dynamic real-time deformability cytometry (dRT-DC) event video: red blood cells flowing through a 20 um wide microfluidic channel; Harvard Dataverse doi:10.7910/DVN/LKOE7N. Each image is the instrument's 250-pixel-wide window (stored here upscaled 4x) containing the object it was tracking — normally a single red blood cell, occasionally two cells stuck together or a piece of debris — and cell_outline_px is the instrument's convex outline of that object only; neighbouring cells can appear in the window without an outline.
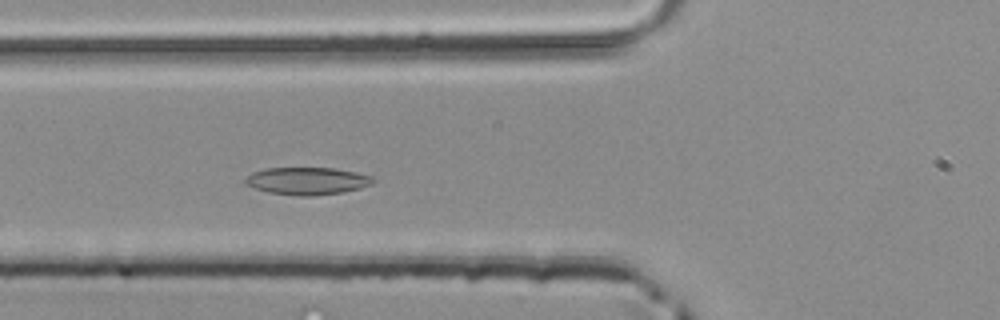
{"species": "common noctule bat (a hibernating species)", "species_latin": "Nyctalus noctula", "temperature_condition": "room temperature", "stored_images_in_passage": 44, "camera_frame_rate_fps": 3000, "um_per_image_px": 0.085, "animal": {"sex": "male", "body_mass_g": 20.4}, "frame": {"image": 1, "passage_image": 13, "time_ms": 4.0, "image_size_px": [1000, 320], "cell_outline_px": [[376, 180], [372, 184], [360, 188], [340, 192], [312, 196], [300, 196], [268, 192], [244, 184], [244, 180], [252, 172], [264, 168], [332, 168], [356, 172], [372, 176]], "centroid_in_image_um": [26.11, 15.37], "position_along_channel_um": 99.7, "area_um2": 20.35}}
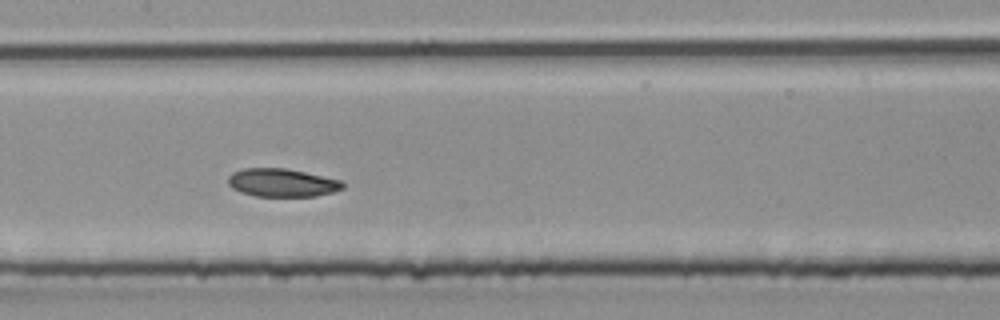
{"frame": {"image": 2, "passage_image": 19, "time_ms": 6.0, "image_size_px": [1000, 320], "cell_outline_px": [[344, 188], [332, 192], [316, 196], [256, 196], [240, 192], [232, 188], [228, 184], [228, 176], [232, 172], [244, 168], [284, 168], [304, 172], [340, 180], [344, 184]], "centroid_in_image_um": [23.94, 15.53], "position_along_channel_um": 183.5, "area_um2": 18.73}}
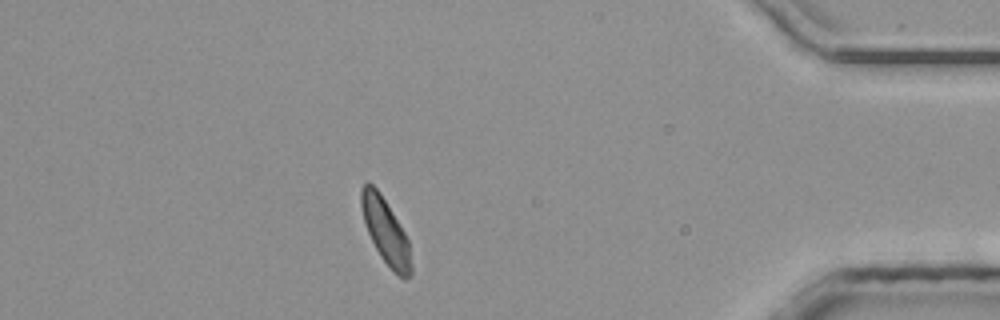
{"frame": {"image": 3, "passage_image": 38, "time_ms": 12.333, "image_size_px": [1000, 320], "cell_outline_px": [[412, 272], [404, 280], [392, 272], [380, 256], [368, 232], [364, 220], [360, 204], [360, 188], [368, 180], [380, 192], [404, 232], [408, 240], [412, 268]], "centroid_in_image_um": [32.77, 19.66], "position_along_channel_um": 402.4, "area_um2": 18.9}}